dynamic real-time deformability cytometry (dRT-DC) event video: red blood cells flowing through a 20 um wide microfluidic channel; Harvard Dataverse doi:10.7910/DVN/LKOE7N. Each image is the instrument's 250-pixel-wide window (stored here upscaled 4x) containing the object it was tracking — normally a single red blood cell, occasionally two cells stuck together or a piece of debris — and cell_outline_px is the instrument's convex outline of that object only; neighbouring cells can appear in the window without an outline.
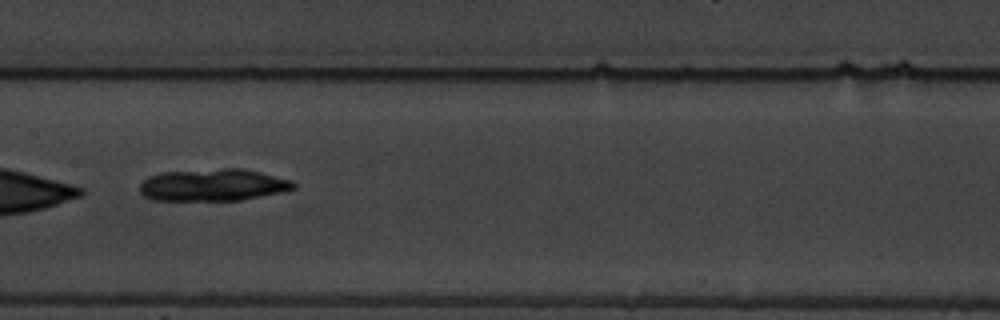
{"species": "common noctule bat (a hibernating species)", "species_latin": "Nyctalus noctula", "temperature_condition": "warm", "stored_images_in_passage": 9, "camera_frame_rate_fps": 3000, "um_per_image_px": 0.085, "animal": {"sex": "male", "body_mass_g": 19.5, "forearm_length_mm": 54.6}, "frame": {"image": 1, "passage_image": 8, "time_ms": 8.333, "image_size_px": [1000, 320], "cell_outline_px": [[296, 188], [284, 192], [240, 200], [152, 200], [144, 196], [140, 192], [140, 184], [148, 176], [160, 172], [220, 168], [244, 168], [292, 180], [296, 184]], "centroid_in_image_um": [18.12, 15.71], "position_along_channel_um": 189.3, "area_um2": 29.07}}